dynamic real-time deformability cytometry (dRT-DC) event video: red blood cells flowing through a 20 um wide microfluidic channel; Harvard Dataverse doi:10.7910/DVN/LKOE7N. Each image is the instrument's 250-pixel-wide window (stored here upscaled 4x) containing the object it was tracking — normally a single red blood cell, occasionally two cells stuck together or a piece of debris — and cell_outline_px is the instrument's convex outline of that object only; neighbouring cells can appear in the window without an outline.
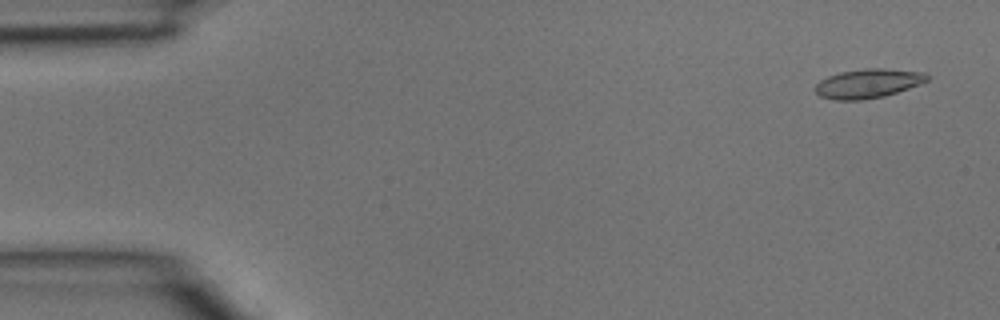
{"species": "common noctule bat (a hibernating species)", "species_latin": "Nyctalus noctula", "temperature_condition": "room temperature", "stored_images_in_passage": 3, "camera_frame_rate_fps": 3000, "um_per_image_px": 0.085, "animal": {"sex": "male", "body_mass_g": 15.6}, "frame": {"image": 1, "passage_image": 1, "time_ms": 0.0, "image_size_px": [1000, 320], "cell_outline_px": [[928, 80], [908, 88], [884, 96], [864, 100], [836, 100], [820, 96], [816, 92], [816, 84], [820, 80], [828, 76], [840, 72], [864, 68], [884, 68], [924, 72], [928, 76]], "centroid_in_image_um": [73.76, 7.09], "position_along_channel_um": 11.2, "area_um2": 18.9}}
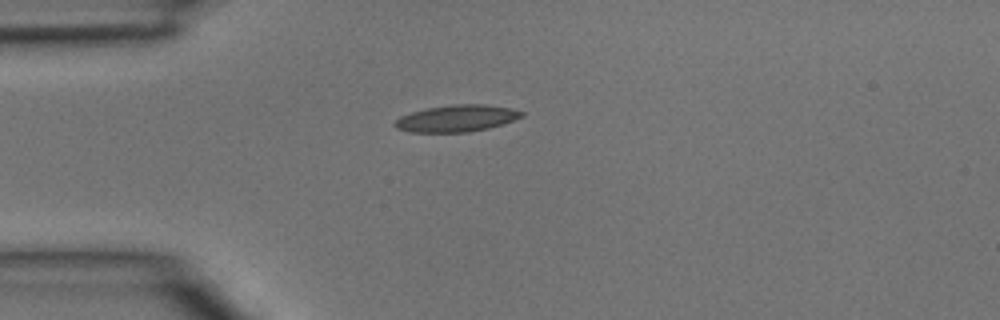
{"frame": {"image": 2, "passage_image": 3, "time_ms": 0.667, "image_size_px": [1000, 320], "cell_outline_px": [[524, 116], [504, 124], [488, 128], [468, 132], [408, 132], [396, 128], [392, 124], [400, 116], [412, 112], [428, 108], [452, 104], [484, 104], [512, 108], [524, 112]], "centroid_in_image_um": [38.83, 10.06], "position_along_channel_um": 46.2, "area_um2": 19.88}}